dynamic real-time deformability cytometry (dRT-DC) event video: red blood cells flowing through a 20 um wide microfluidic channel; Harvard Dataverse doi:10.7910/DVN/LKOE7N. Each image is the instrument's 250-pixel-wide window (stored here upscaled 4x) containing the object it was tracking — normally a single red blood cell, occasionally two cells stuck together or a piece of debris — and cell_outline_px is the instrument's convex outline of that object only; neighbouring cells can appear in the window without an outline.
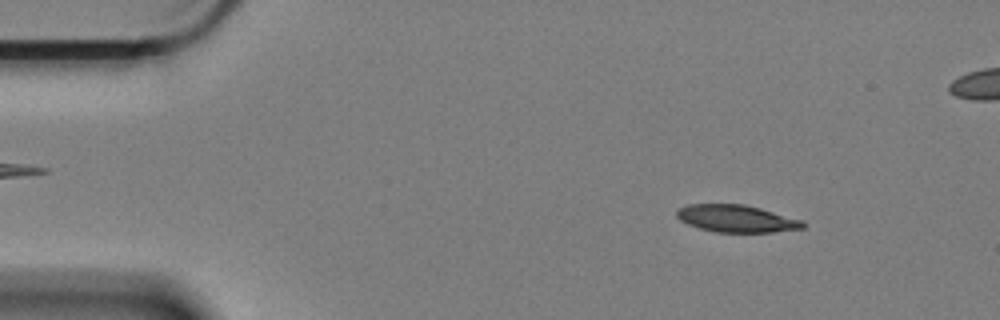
{"species": "Egyptian fruit bat (a non-hibernating species)", "species_latin": "Rousettus aegyptiacus", "temperature_condition": "cold", "stored_images_in_passage": 60, "camera_frame_rate_fps": 3000, "um_per_image_px": 0.085, "animal": {"sex": "female"}, "frame": {"image": 1, "passage_image": 7, "time_ms": 2.0, "image_size_px": [1000, 320], "cell_outline_px": [[808, 224], [804, 228], [772, 232], [716, 232], [700, 228], [688, 224], [680, 220], [676, 216], [676, 208], [688, 204], [744, 204], [760, 208], [804, 220]], "centroid_in_image_um": [62.62, 18.57], "position_along_channel_um": 22.4, "area_um2": 20.23}}
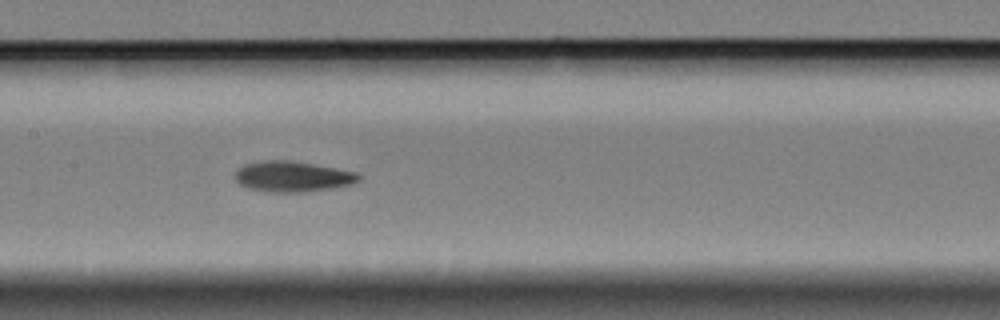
{"frame": {"image": 2, "passage_image": 28, "time_ms": 9.0, "image_size_px": [1000, 320], "cell_outline_px": [[360, 180], [352, 184], [332, 188], [304, 192], [268, 192], [248, 188], [240, 184], [236, 180], [236, 172], [244, 164], [264, 160], [288, 160], [336, 168], [356, 172], [360, 176]], "centroid_in_image_um": [24.87, 15.01], "position_along_channel_um": 182.5, "area_um2": 21.91}}
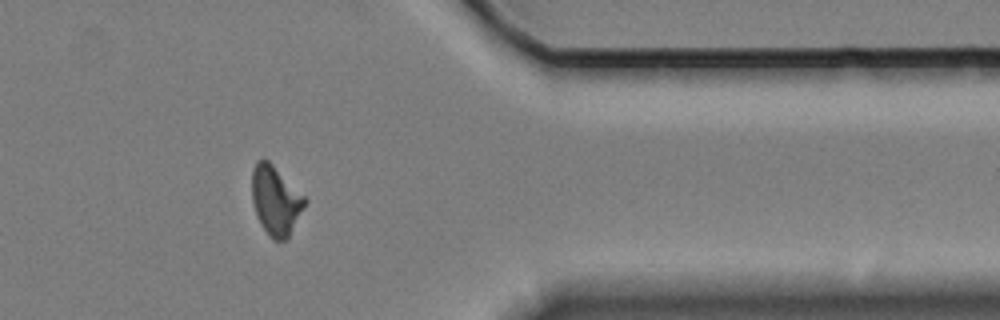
{"frame": {"image": 3, "passage_image": 48, "time_ms": 15.667, "image_size_px": [1000, 320], "cell_outline_px": [[308, 200], [288, 236], [284, 240], [272, 240], [260, 224], [256, 216], [252, 200], [252, 168], [256, 160], [268, 160]], "centroid_in_image_um": [23.4, 17.03], "position_along_channel_um": 388.0, "area_um2": 21.04}}